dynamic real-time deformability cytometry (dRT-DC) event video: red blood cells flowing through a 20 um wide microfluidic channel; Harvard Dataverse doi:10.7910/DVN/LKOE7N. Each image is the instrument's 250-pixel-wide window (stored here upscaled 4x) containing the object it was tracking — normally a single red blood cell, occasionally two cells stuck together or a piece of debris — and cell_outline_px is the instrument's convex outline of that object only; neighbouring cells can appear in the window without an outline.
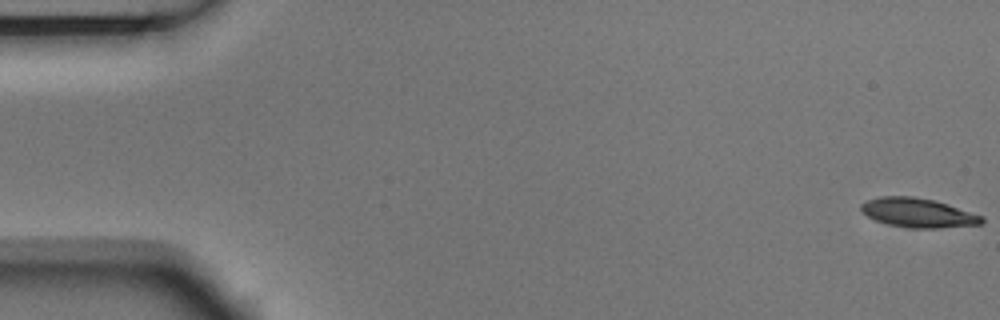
{"species": "Egyptian fruit bat (a non-hibernating species)", "species_latin": "Rousettus aegyptiacus", "temperature_condition": "room temperature", "stored_images_in_passage": 6, "camera_frame_rate_fps": 3000, "um_per_image_px": 0.085, "animal": {"sex": "male"}, "frame": {"image": 1, "passage_image": 1, "time_ms": 0.0, "image_size_px": [1000, 320], "cell_outline_px": [[984, 224], [936, 228], [908, 228], [888, 224], [876, 220], [860, 212], [860, 204], [864, 200], [880, 196], [912, 196], [932, 200], [948, 204], [984, 216]], "centroid_in_image_um": [78.01, 18.08], "position_along_channel_um": 7.0, "area_um2": 20.75}}